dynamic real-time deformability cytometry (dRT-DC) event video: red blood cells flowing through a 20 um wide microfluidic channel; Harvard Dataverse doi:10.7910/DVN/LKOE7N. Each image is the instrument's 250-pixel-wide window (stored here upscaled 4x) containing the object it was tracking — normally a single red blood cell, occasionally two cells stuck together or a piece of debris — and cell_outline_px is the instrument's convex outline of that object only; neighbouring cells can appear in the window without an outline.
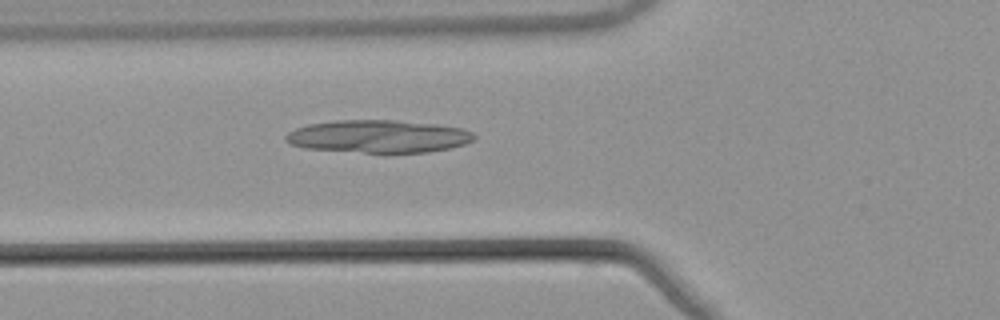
{"species": "common noctule bat (a hibernating species)", "species_latin": "Nyctalus noctula", "temperature_condition": "warm", "stored_images_in_passage": 53, "camera_frame_rate_fps": 3000, "um_per_image_px": 0.085, "animal": {"sex": "male", "body_mass_g": 21.5, "forearm_length_mm": 52.0}, "frame": {"image": 1, "passage_image": 20, "time_ms": 6.333, "image_size_px": [1000, 320], "cell_outline_px": [[476, 136], [472, 140], [464, 144], [448, 148], [428, 152], [364, 152], [304, 148], [292, 144], [284, 140], [284, 136], [288, 132], [296, 128], [308, 124], [336, 120], [396, 120], [436, 124], [460, 128], [472, 132]], "centroid_in_image_um": [32.13, 11.58], "position_along_channel_um": 93.7, "area_um2": 35.66}}
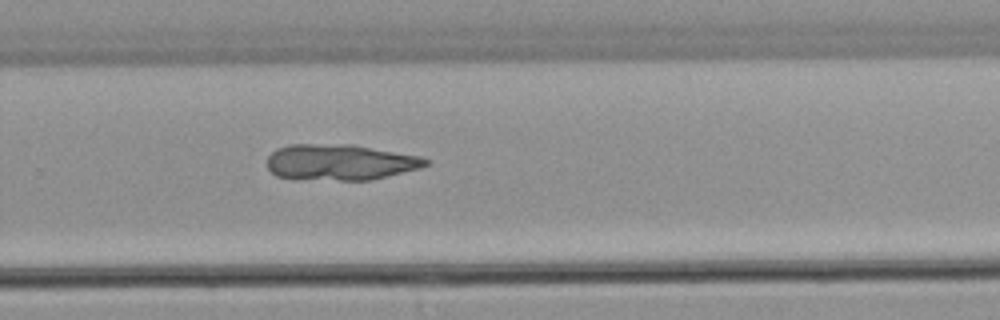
{"frame": {"image": 2, "passage_image": 36, "time_ms": 11.667, "image_size_px": [1000, 320], "cell_outline_px": [[432, 160], [428, 164], [420, 168], [372, 180], [340, 180], [276, 176], [268, 168], [268, 156], [276, 148], [288, 144], [352, 144], [420, 156]], "centroid_in_image_um": [28.95, 13.77], "position_along_channel_um": 300.9, "area_um2": 33.06}}
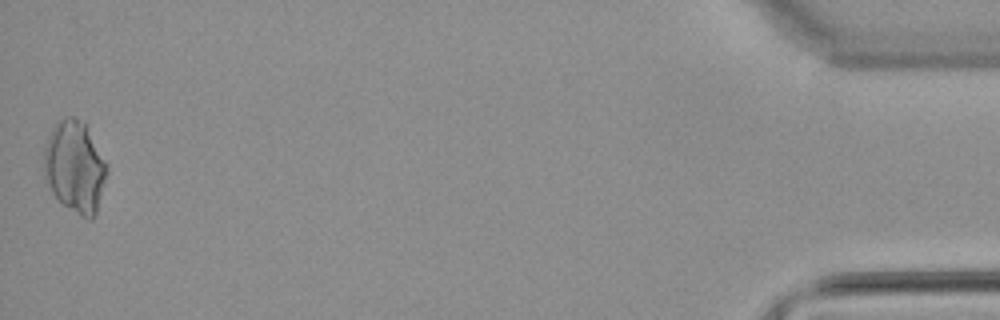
{"frame": {"image": 3, "passage_image": 53, "time_ms": 17.333, "image_size_px": [1000, 320], "cell_outline_px": [[108, 172], [96, 212], [92, 220], [88, 220], [80, 216], [64, 204], [52, 192], [44, 176], [44, 144], [56, 120], [64, 116], [72, 116], [84, 120], [108, 164]], "centroid_in_image_um": [6.37, 14.12], "position_along_channel_um": 428.8, "area_um2": 34.1}}